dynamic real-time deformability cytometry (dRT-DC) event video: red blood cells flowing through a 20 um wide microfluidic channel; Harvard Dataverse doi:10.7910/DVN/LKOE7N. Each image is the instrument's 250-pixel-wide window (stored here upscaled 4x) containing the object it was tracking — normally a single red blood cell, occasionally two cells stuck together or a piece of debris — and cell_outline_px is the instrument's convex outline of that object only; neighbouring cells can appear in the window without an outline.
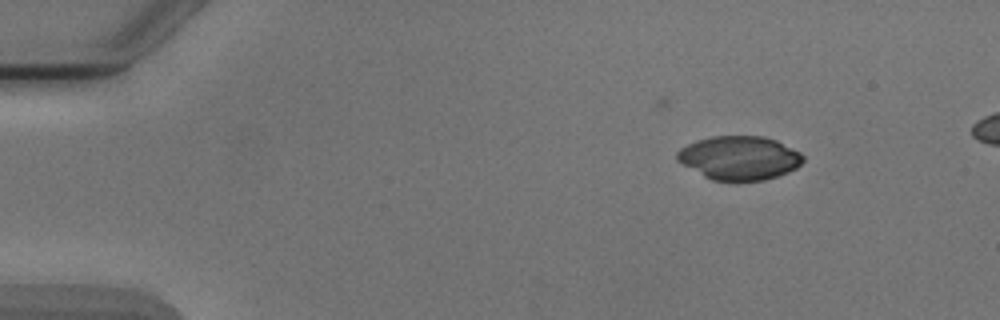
{"species": "Egyptian fruit bat (a non-hibernating species)", "species_latin": "Rousettus aegyptiacus", "temperature_condition": "cold", "stored_images_in_passage": 6, "camera_frame_rate_fps": 3000, "um_per_image_px": 0.085, "animal": {"sex": "male"}, "frame": {"image": 1, "passage_image": 1, "time_ms": 0.0, "image_size_px": [1000, 320], "cell_outline_px": [[804, 160], [796, 168], [788, 172], [764, 180], [712, 180], [704, 176], [676, 160], [676, 152], [680, 148], [696, 140], [712, 136], [764, 136], [776, 140], [800, 152], [804, 156]], "centroid_in_image_um": [62.84, 13.41], "position_along_channel_um": 22.2, "area_um2": 31.96}}